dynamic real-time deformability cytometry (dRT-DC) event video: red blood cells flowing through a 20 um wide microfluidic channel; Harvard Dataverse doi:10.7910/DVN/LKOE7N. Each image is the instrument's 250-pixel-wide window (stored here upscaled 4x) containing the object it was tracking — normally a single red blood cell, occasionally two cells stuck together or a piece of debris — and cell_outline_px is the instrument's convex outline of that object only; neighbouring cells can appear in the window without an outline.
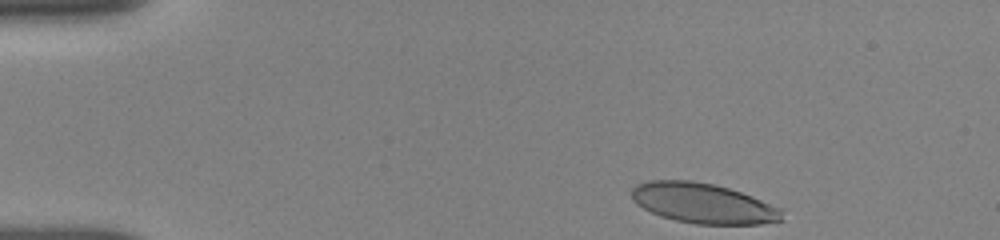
{"species": "human", "species_latin": "Homo sapiens", "temperature_condition": "room temperature", "stored_images_in_passage": 34, "camera_frame_rate_fps": 3000, "um_per_image_px": 0.085, "donor": {"sex": "female"}, "frame": {"image": 1, "passage_image": 1, "time_ms": 0.0, "image_size_px": [1000, 240], "cell_outline_px": [[784, 220], [760, 224], [696, 224], [676, 220], [660, 216], [636, 204], [632, 200], [632, 188], [636, 184], [648, 180], [692, 180], [716, 184], [752, 196], [780, 208]], "centroid_in_image_um": [59.75, 17.27], "position_along_channel_um": 25.3, "area_um2": 35.2}}
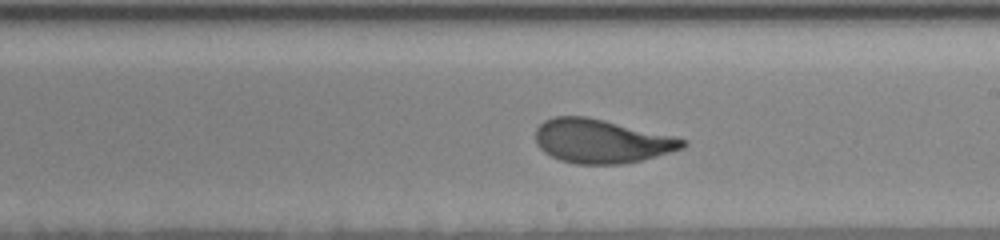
{"frame": {"image": 2, "passage_image": 20, "time_ms": 7.667, "image_size_px": [1000, 240], "cell_outline_px": [[688, 144], [684, 148], [656, 156], [624, 164], [576, 164], [560, 160], [544, 152], [536, 144], [536, 128], [544, 120], [552, 116], [588, 116], [676, 136], [688, 140]], "centroid_in_image_um": [51.14, 11.98], "position_along_channel_um": 237.9, "area_um2": 37.92}}
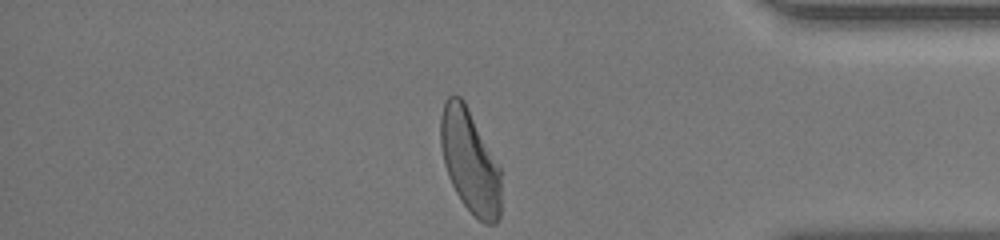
{"frame": {"image": 3, "passage_image": 34, "time_ms": 12.333, "image_size_px": [1000, 240], "cell_outline_px": [[500, 216], [496, 224], [484, 224], [464, 204], [456, 192], [448, 176], [444, 164], [440, 144], [440, 116], [444, 104], [448, 96], [460, 96], [464, 100], [500, 168]], "centroid_in_image_um": [39.93, 13.71], "position_along_channel_um": 395.3, "area_um2": 36.07}, "authors_computed_cell_mechanics": {"area_um2": 37.3966, "velocity_mm_per_s": 3.8269, "shape_relaxation_time_tau1_ms": 2.8824, "shape_relaxation_time_tau2_ms": null, "deformation_change_tau1": 0.1477, "deformation_change_tau2": null}}